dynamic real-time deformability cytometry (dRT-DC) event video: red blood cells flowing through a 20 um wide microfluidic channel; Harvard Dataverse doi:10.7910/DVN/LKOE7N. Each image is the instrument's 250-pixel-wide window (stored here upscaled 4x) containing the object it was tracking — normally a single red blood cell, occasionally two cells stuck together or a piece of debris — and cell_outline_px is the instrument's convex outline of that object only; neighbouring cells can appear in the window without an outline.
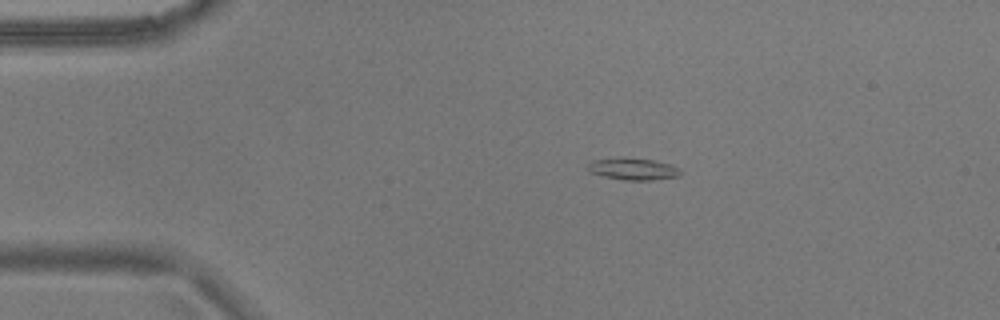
{"species": "common noctule bat (a hibernating species)", "species_latin": "Nyctalus noctula", "temperature_condition": "warm", "stored_images_in_passage": 55, "camera_frame_rate_fps": 3000, "um_per_image_px": 0.085, "animal": {"sex": "male", "body_mass_g": 17.9}, "frame": {"image": 1, "passage_image": 11, "time_ms": 3.333, "image_size_px": [1000, 320], "cell_outline_px": [[680, 176], [652, 180], [624, 180], [604, 176], [588, 172], [588, 164], [592, 160], [620, 156], [656, 160], [680, 168]], "centroid_in_image_um": [53.78, 14.34], "position_along_channel_um": 31.2, "area_um2": 12.08}}
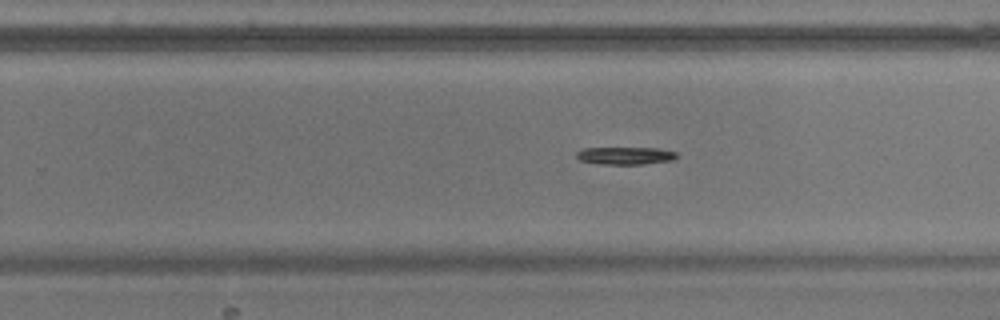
{"frame": {"image": 2, "passage_image": 35, "time_ms": 11.333, "image_size_px": [1000, 320], "cell_outline_px": [[680, 156], [672, 160], [644, 164], [604, 164], [580, 160], [576, 156], [576, 152], [584, 148], [656, 148], [676, 152]], "centroid_in_image_um": [53.19, 13.23], "position_along_channel_um": 276.6, "area_um2": 10.17}}
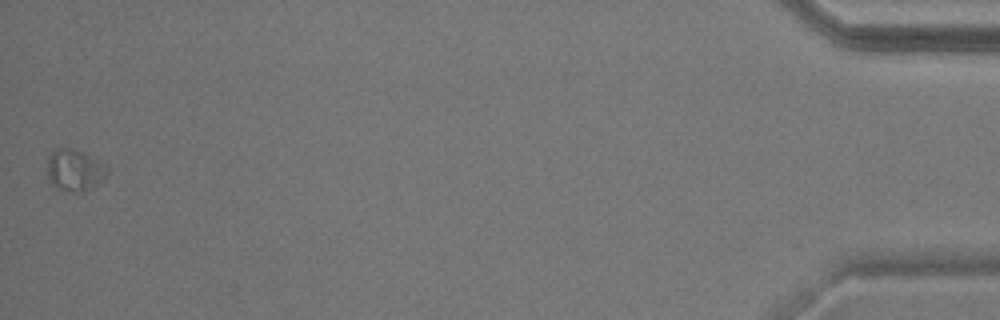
{"frame": {"image": 3, "passage_image": 55, "time_ms": 18.0, "image_size_px": [1000, 320], "cell_outline_px": [[108, 176], [92, 188], [84, 192], [72, 192], [56, 188], [48, 180], [48, 156], [56, 148], [68, 148], [84, 152], [108, 168]], "centroid_in_image_um": [6.34, 14.49], "position_along_channel_um": 428.9, "area_um2": 14.57}}